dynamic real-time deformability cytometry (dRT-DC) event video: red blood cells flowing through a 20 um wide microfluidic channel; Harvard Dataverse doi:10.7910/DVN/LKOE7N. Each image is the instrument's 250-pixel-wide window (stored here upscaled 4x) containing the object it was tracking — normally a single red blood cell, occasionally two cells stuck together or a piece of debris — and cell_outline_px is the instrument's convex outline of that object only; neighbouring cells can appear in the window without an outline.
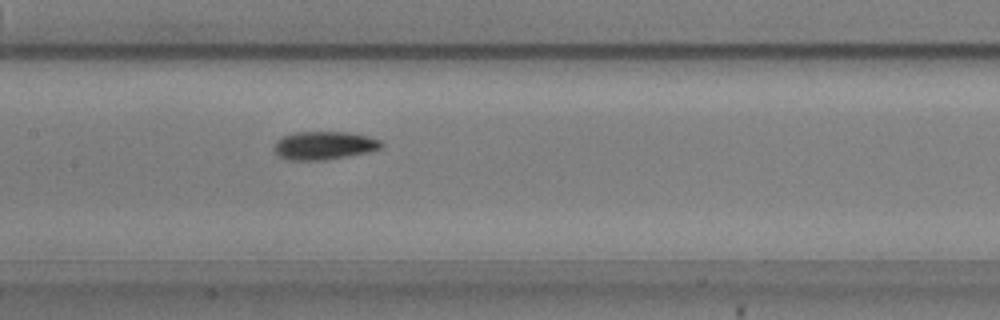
{"species": "common noctule bat (a hibernating species)", "species_latin": "Nyctalus noctula", "temperature_condition": "warm", "stored_images_in_passage": 40, "camera_frame_rate_fps": 3000, "um_per_image_px": 0.085, "animal": {"sex": "male", "body_mass_g": 20.5, "forearm_length_mm": 52.5}, "frame": {"image": 1, "passage_image": 12, "time_ms": 3.667, "image_size_px": [1000, 320], "cell_outline_px": [[384, 148], [372, 152], [324, 160], [288, 160], [280, 156], [272, 148], [276, 140], [284, 136], [296, 132], [348, 132], [368, 136], [380, 140], [384, 144]], "centroid_in_image_um": [27.59, 12.37], "position_along_channel_um": 179.8, "area_um2": 17.86}}
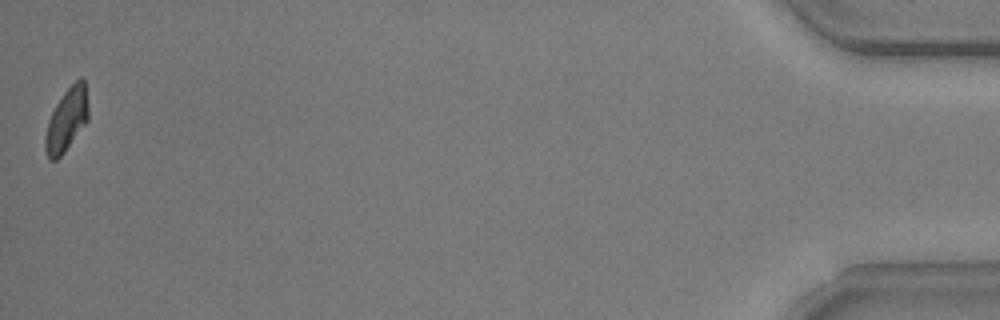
{"frame": {"image": 2, "passage_image": 40, "time_ms": 13.0, "image_size_px": [1000, 320], "cell_outline_px": [[88, 120], [64, 152], [56, 160], [48, 160], [44, 148], [44, 136], [48, 120], [56, 104], [64, 92], [80, 76], [84, 80], [88, 104]], "centroid_in_image_um": [5.64, 10.19], "position_along_channel_um": 429.6, "area_um2": 15.84}, "authors_computed_cell_mechanics": {"area_um2": 16.9643, "velocity_mm_per_s": 3.7293, "shape_relaxation_time_tau1_ms": 1.8548, "shape_relaxation_time_tau2_ms": 2.901, "deformation_change_tau1": 0.1088, "deformation_change_tau2": 0.065}}